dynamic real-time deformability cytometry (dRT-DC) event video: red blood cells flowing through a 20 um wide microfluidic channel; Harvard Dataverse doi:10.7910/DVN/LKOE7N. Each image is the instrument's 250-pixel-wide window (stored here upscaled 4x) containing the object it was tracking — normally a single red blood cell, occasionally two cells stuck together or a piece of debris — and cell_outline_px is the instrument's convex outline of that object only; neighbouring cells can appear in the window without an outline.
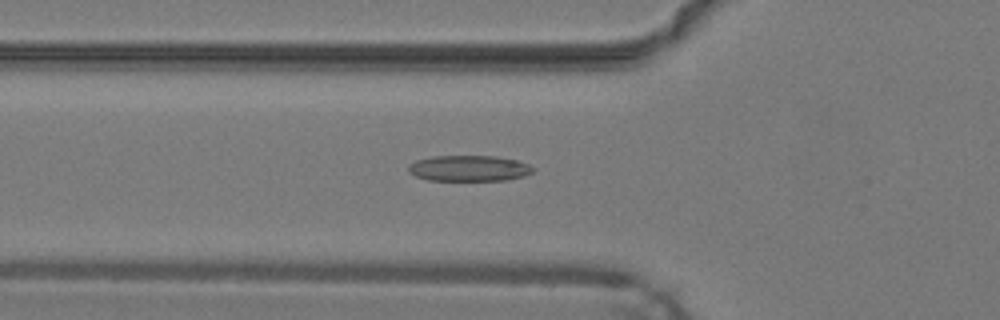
{"species": "common noctule bat (a hibernating species)", "species_latin": "Nyctalus noctula", "temperature_condition": "warm", "stored_images_in_passage": 42, "camera_frame_rate_fps": 3000, "um_per_image_px": 0.085, "animal": {"sex": "male", "body_mass_g": 19.2, "forearm_length_mm": 51.8}, "frame": {"image": 1, "passage_image": 11, "time_ms": 3.333, "image_size_px": [1000, 320], "cell_outline_px": [[536, 168], [532, 172], [524, 176], [508, 180], [428, 180], [416, 176], [408, 172], [408, 164], [416, 160], [432, 156], [496, 156], [516, 160], [528, 164]], "centroid_in_image_um": [39.86, 14.3], "position_along_channel_um": 85.9, "area_um2": 18.84}}
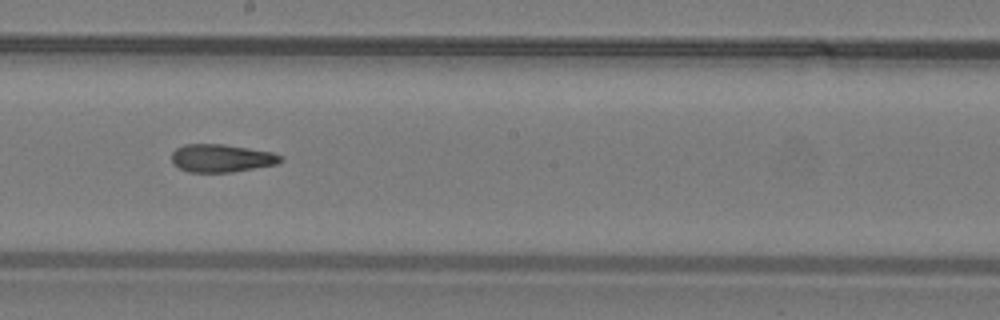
{"frame": {"image": 2, "passage_image": 21, "time_ms": 6.667, "image_size_px": [1000, 320], "cell_outline_px": [[284, 160], [276, 164], [232, 172], [188, 172], [172, 164], [172, 152], [176, 148], [184, 144], [224, 144], [272, 152], [284, 156]], "centroid_in_image_um": [18.82, 13.44], "position_along_channel_um": 229.4, "area_um2": 17.8}}
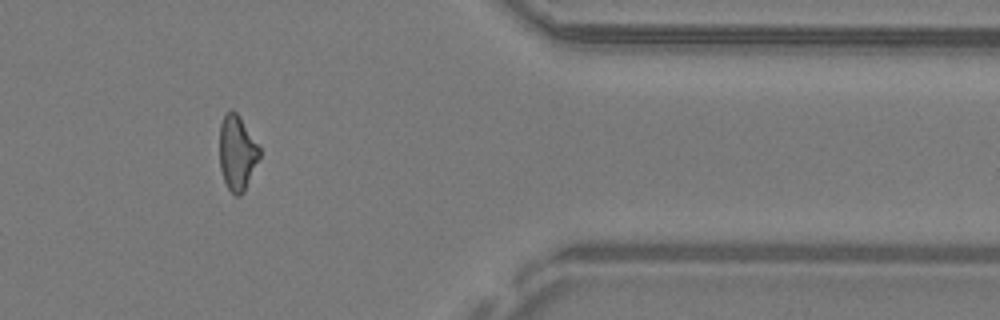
{"frame": {"image": 3, "passage_image": 34, "time_ms": 11.0, "image_size_px": [1000, 320], "cell_outline_px": [[260, 156], [244, 192], [240, 196], [236, 196], [228, 188], [224, 180], [220, 168], [220, 124], [224, 116], [228, 112], [236, 112], [240, 116], [260, 148]], "centroid_in_image_um": [20.16, 13.01], "position_along_channel_um": 391.2, "area_um2": 17.22}, "authors_computed_cell_mechanics": {"area_um2": 18.1492, "velocity_mm_per_s": 4.2808, "shape_relaxation_time_tau1_ms": null, "shape_relaxation_time_tau2_ms": 4.3962, "deformation_change_tau1": null, "deformation_change_tau2": 0.1463}}